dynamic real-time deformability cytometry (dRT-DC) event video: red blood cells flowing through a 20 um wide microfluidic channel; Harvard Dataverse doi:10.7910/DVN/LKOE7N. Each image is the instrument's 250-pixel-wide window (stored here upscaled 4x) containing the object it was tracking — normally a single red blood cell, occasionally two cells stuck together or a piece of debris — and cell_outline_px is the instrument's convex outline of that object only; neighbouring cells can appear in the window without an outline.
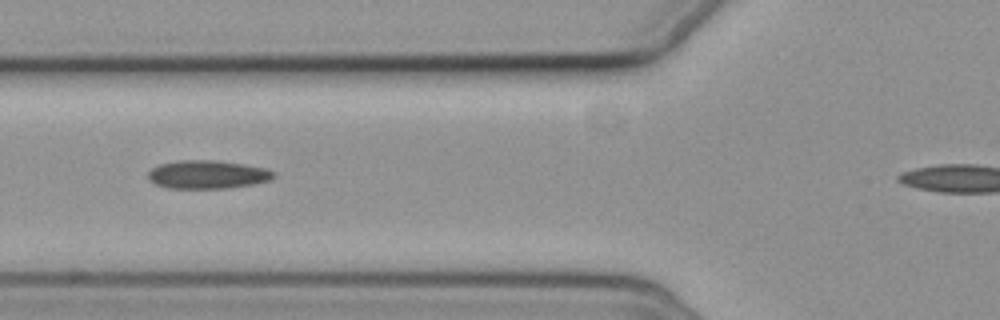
{"species": "common noctule bat (a hibernating species)", "species_latin": "Nyctalus noctula", "temperature_condition": "cold", "stored_images_in_passage": 12, "camera_frame_rate_fps": 3000, "um_per_image_px": 0.085, "animal": {"sex": "female", "body_mass_g": 19.3, "forearm_length_mm": 54.1}, "frame": {"image": 1, "passage_image": 4, "time_ms": 4.333, "image_size_px": [1000, 320], "cell_outline_px": [[276, 176], [272, 180], [252, 184], [228, 188], [168, 188], [156, 184], [148, 180], [148, 172], [152, 168], [160, 164], [180, 160], [216, 160], [244, 164], [264, 168], [272, 172]], "centroid_in_image_um": [17.62, 14.83], "position_along_channel_um": 108.2, "area_um2": 20.69}}
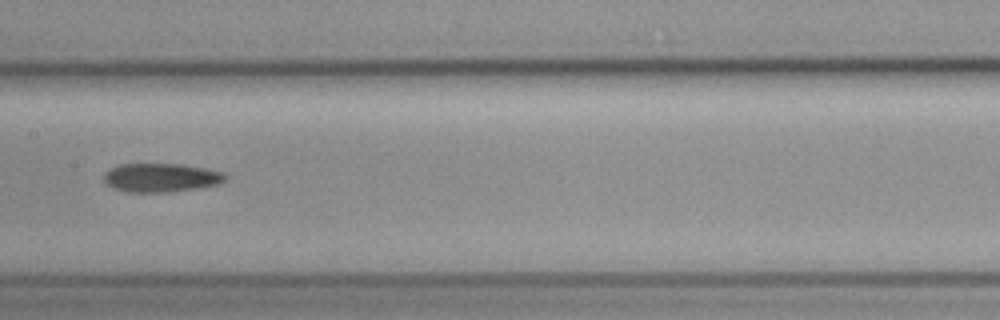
{"frame": {"image": 2, "passage_image": 6, "time_ms": 6.667, "image_size_px": [1000, 320], "cell_outline_px": [[228, 176], [224, 180], [216, 184], [200, 188], [168, 192], [124, 192], [112, 188], [104, 184], [104, 176], [112, 168], [120, 164], [180, 164], [204, 168], [224, 172]], "centroid_in_image_um": [13.67, 15.11], "position_along_channel_um": 193.7, "area_um2": 20.35}}
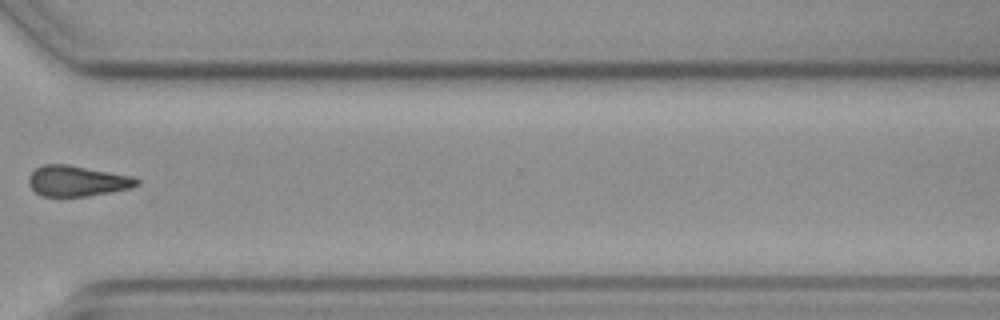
{"frame": {"image": 3, "passage_image": 10, "time_ms": 11.333, "image_size_px": [1000, 320], "cell_outline_px": [[140, 184], [132, 188], [88, 196], [40, 196], [28, 184], [28, 176], [36, 168], [44, 164], [68, 164], [136, 176], [140, 180]], "centroid_in_image_um": [6.6, 15.37], "position_along_channel_um": 364.0, "area_um2": 19.59}}